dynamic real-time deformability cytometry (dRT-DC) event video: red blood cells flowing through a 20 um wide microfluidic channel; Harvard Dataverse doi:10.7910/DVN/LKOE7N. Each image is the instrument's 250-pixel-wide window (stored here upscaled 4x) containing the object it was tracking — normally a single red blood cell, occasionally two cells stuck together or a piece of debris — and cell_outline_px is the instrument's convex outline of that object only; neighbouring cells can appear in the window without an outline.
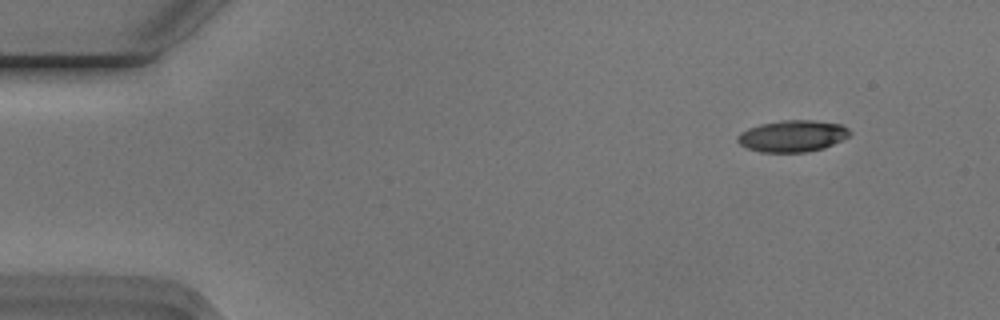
{"species": "Egyptian fruit bat (a non-hibernating species)", "species_latin": "Rousettus aegyptiacus", "temperature_condition": "cold", "stored_images_in_passage": 5, "camera_frame_rate_fps": 3000, "um_per_image_px": 0.085, "animal": {"sex": "male"}, "frame": {"image": 1, "passage_image": 2, "time_ms": 0.333, "image_size_px": [1000, 320], "cell_outline_px": [[852, 132], [848, 136], [824, 148], [808, 152], [760, 152], [748, 148], [740, 144], [736, 140], [736, 136], [740, 132], [748, 128], [760, 124], [780, 120], [812, 120], [840, 124], [848, 128]], "centroid_in_image_um": [67.33, 11.56], "position_along_channel_um": 17.7, "area_um2": 20.69}}
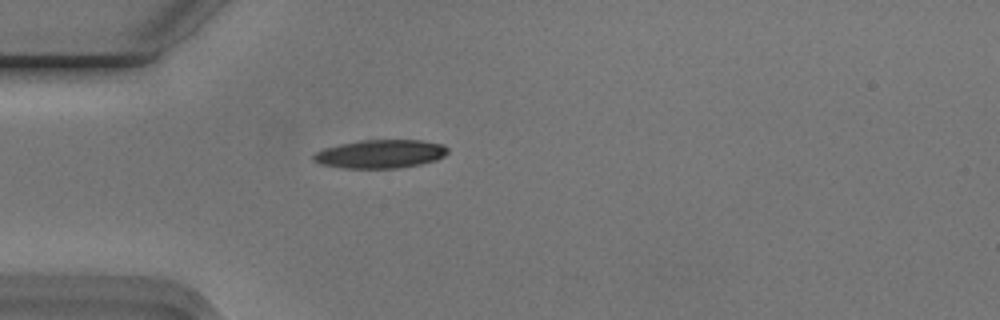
{"frame": {"image": 2, "passage_image": 5, "time_ms": 1.333, "image_size_px": [1000, 320], "cell_outline_px": [[448, 152], [444, 156], [436, 160], [420, 164], [396, 168], [344, 168], [320, 164], [312, 160], [312, 156], [316, 152], [324, 148], [340, 144], [360, 140], [420, 140], [444, 144], [448, 148]], "centroid_in_image_um": [32.33, 13.08], "position_along_channel_um": 52.7, "area_um2": 22.31}}